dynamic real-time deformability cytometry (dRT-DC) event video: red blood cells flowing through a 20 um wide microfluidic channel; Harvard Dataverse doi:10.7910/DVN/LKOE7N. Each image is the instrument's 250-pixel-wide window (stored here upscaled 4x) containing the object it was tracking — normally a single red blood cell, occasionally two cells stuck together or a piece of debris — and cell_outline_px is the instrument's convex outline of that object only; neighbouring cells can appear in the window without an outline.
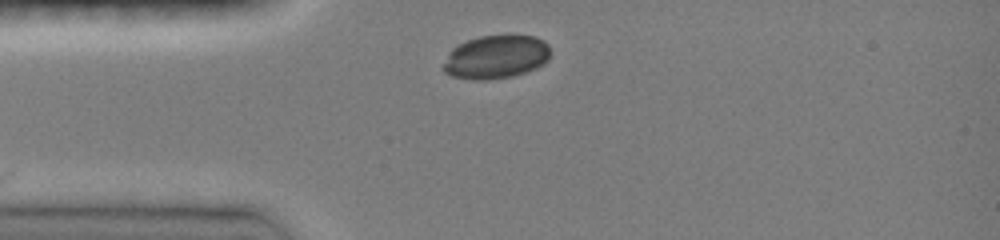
{"species": "common noctule bat (a hibernating species)", "species_latin": "Nyctalus noctula", "temperature_condition": "room temperature", "stored_images_in_passage": 5, "camera_frame_rate_fps": 3000, "um_per_image_px": 0.085, "animal": {"sex": "female", "body_mass_g": 19.0, "forearm_length_mm": 51.5}, "frame": {"image": 1, "passage_image": 1, "time_ms": 0.0, "image_size_px": [1000, 240], "cell_outline_px": [[548, 60], [544, 64], [536, 68], [512, 76], [488, 80], [472, 80], [452, 76], [444, 72], [440, 68], [448, 52], [452, 48], [468, 40], [480, 36], [536, 36], [544, 40], [548, 44]], "centroid_in_image_um": [42.11, 4.86], "position_along_channel_um": 42.9, "area_um2": 27.17}}